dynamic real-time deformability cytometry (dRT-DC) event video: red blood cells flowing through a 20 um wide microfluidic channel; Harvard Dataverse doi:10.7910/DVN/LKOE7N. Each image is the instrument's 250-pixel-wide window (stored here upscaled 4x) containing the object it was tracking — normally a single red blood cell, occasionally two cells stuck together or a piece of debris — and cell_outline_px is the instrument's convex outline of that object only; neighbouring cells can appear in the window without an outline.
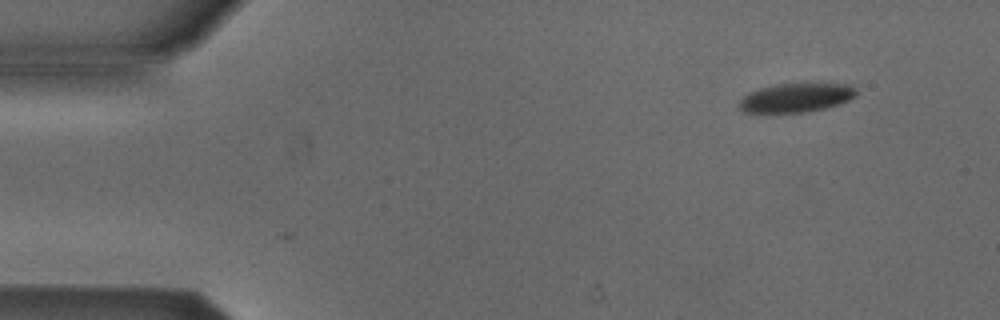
{"species": "Egyptian fruit bat (a non-hibernating species)", "species_latin": "Rousettus aegyptiacus", "temperature_condition": "cold", "stored_images_in_passage": 3, "camera_frame_rate_fps": 3000, "um_per_image_px": 0.085, "animal": {"sex": "male"}, "frame": {"image": 1, "passage_image": 3, "time_ms": 0.667, "image_size_px": [1000, 320], "cell_outline_px": [[856, 96], [840, 104], [824, 108], [804, 112], [744, 112], [736, 104], [748, 92], [760, 88], [776, 84], [852, 84], [856, 88]], "centroid_in_image_um": [67.66, 8.3], "position_along_channel_um": 17.3, "area_um2": 19.65}}